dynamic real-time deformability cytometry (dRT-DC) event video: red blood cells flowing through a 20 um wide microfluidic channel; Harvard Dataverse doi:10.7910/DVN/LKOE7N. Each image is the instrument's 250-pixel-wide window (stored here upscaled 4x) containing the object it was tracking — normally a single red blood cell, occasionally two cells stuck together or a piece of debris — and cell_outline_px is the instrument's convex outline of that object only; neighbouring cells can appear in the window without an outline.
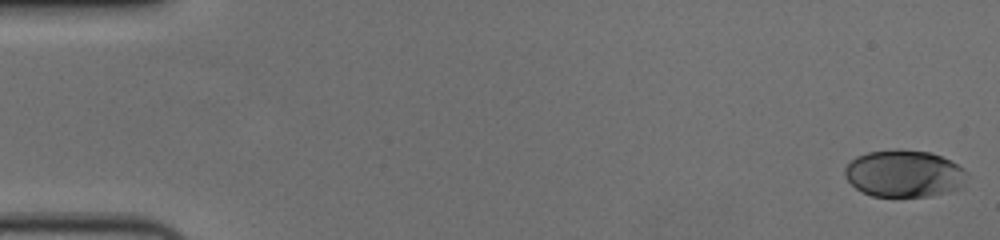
{"species": "human", "species_latin": "Homo sapiens", "temperature_condition": "cold", "stored_images_in_passage": 57, "camera_frame_rate_fps": 3000, "um_per_image_px": 0.085, "donor": {"sex": "female"}, "frame": {"image": 1, "passage_image": 1, "time_ms": 0.0, "image_size_px": [1000, 240], "cell_outline_px": [[968, 172], [964, 188], [932, 196], [872, 196], [856, 188], [844, 176], [844, 168], [856, 156], [868, 152], [896, 148], [932, 152], [964, 168]], "centroid_in_image_um": [76.88, 14.75], "position_along_channel_um": 8.1, "area_um2": 33.87}}
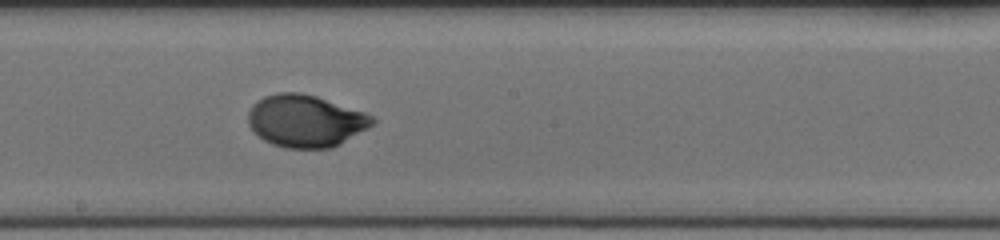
{"frame": {"image": 2, "passage_image": 32, "time_ms": 10.333, "image_size_px": [1000, 240], "cell_outline_px": [[376, 120], [368, 128], [340, 144], [332, 148], [284, 148], [272, 144], [264, 140], [252, 132], [248, 124], [248, 112], [252, 104], [264, 96], [276, 92], [300, 92], [316, 96], [364, 112], [372, 116]], "centroid_in_image_um": [25.93, 10.28], "position_along_channel_um": 222.3, "area_um2": 37.97}}
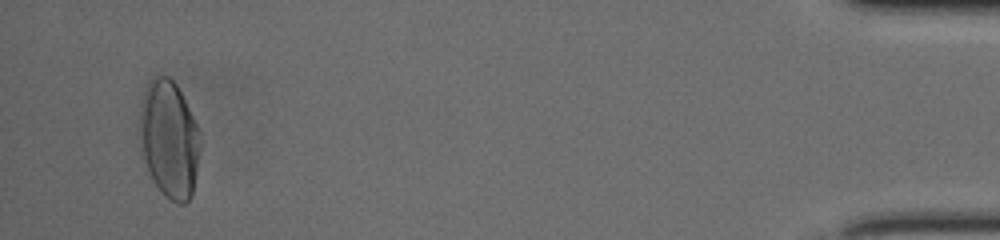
{"frame": {"image": 3, "passage_image": 55, "time_ms": 18.0, "image_size_px": [1000, 240], "cell_outline_px": [[200, 148], [192, 196], [184, 204], [176, 204], [164, 196], [160, 192], [140, 156], [140, 112], [144, 92], [152, 76], [168, 76], [176, 84], [200, 132]], "centroid_in_image_um": [14.37, 11.88], "position_along_channel_um": 420.8, "area_um2": 41.44}, "authors_computed_cell_mechanics": {"area_um2": 36.5296, "velocity_mm_per_s": 3.6222, "shape_relaxation_time_tau1_ms": 3.4251, "shape_relaxation_time_tau2_ms": null, "deformation_change_tau1": 0.1679, "deformation_change_tau2": null}}